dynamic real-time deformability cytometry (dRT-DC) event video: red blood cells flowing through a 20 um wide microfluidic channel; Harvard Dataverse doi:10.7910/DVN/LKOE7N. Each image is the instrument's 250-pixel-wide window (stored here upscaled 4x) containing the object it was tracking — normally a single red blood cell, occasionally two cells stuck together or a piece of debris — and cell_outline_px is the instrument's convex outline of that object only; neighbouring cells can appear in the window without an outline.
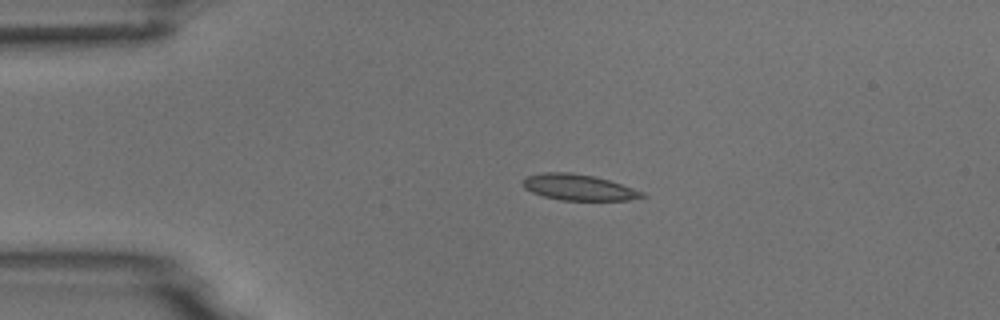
{"species": "common noctule bat (a hibernating species)", "species_latin": "Nyctalus noctula", "temperature_condition": "room temperature", "stored_images_in_passage": 4, "camera_frame_rate_fps": 3000, "um_per_image_px": 0.085, "animal": {"sex": "male", "body_mass_g": 18.8}, "frame": {"image": 1, "passage_image": 3, "time_ms": 2.333, "image_size_px": [1000, 320], "cell_outline_px": [[648, 196], [628, 200], [560, 200], [544, 196], [532, 192], [524, 188], [520, 184], [528, 176], [544, 172], [568, 172], [596, 176], [644, 192]], "centroid_in_image_um": [49.17, 15.92], "position_along_channel_um": 35.8, "area_um2": 17.98}}